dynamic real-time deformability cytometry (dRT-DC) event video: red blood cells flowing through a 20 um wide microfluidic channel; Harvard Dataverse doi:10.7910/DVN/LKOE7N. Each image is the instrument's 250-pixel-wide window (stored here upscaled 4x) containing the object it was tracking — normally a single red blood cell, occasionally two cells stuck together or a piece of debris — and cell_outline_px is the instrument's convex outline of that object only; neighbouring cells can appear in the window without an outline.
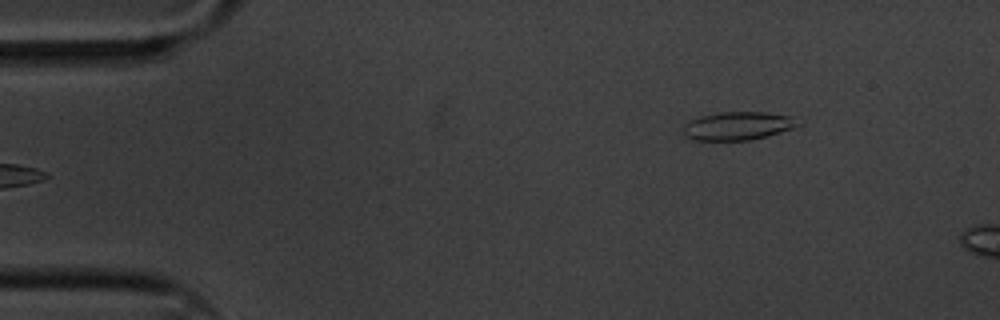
{"species": "common noctule bat (a hibernating species)", "species_latin": "Nyctalus noctula", "temperature_condition": "cold", "stored_images_in_passage": 6, "camera_frame_rate_fps": 3000, "um_per_image_px": 0.085, "animal": {"sex": "male", "body_mass_g": 20.1, "forearm_length_mm": 53.5}, "frame": {"image": 1, "passage_image": 6, "time_ms": 1.667, "image_size_px": [1000, 320], "cell_outline_px": [[804, 124], [768, 136], [752, 140], [692, 140], [684, 136], [684, 124], [688, 120], [700, 116], [720, 112], [764, 112], [792, 116], [804, 120]], "centroid_in_image_um": [62.77, 10.69], "position_along_channel_um": 22.2, "area_um2": 19.31}}